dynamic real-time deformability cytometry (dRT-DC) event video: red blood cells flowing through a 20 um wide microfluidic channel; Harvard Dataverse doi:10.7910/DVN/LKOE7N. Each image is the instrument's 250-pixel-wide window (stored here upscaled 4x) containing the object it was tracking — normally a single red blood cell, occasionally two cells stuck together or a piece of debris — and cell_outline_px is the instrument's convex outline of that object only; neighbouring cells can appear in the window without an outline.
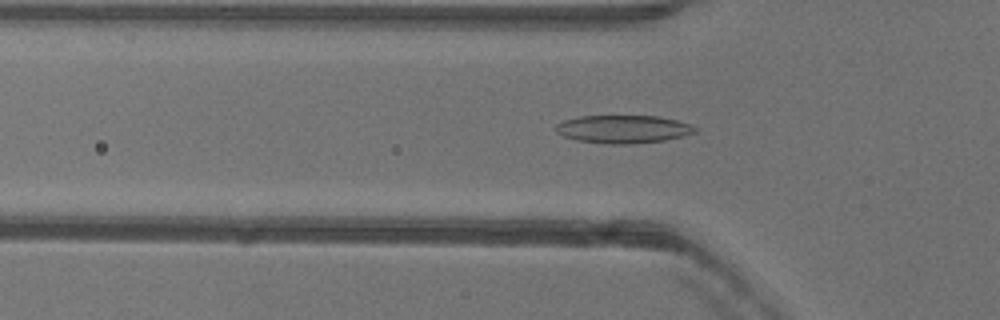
{"species": "common noctule bat (a hibernating species)", "species_latin": "Nyctalus noctula", "temperature_condition": "warm", "stored_images_in_passage": 48, "camera_frame_rate_fps": 3000, "um_per_image_px": 0.085, "animal": {"sex": "female"}, "frame": {"image": 1, "passage_image": 13, "time_ms": 4.0, "image_size_px": [1000, 320], "cell_outline_px": [[696, 132], [684, 136], [664, 140], [628, 144], [608, 144], [576, 140], [564, 136], [556, 132], [556, 124], [564, 120], [580, 116], [660, 116], [692, 124], [696, 128]], "centroid_in_image_um": [52.98, 10.97], "position_along_channel_um": 72.8, "area_um2": 22.72}}
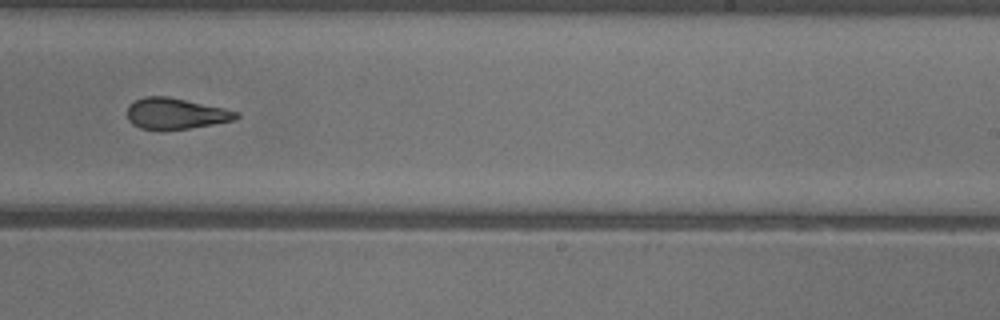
{"frame": {"image": 2, "passage_image": 28, "time_ms": 9.0, "image_size_px": [1000, 320], "cell_outline_px": [[240, 116], [236, 120], [164, 132], [160, 132], [140, 128], [132, 124], [128, 120], [128, 104], [136, 100], [148, 96], [168, 96], [224, 108], [240, 112]], "centroid_in_image_um": [14.92, 9.68], "position_along_channel_um": 274.1, "area_um2": 20.11}}
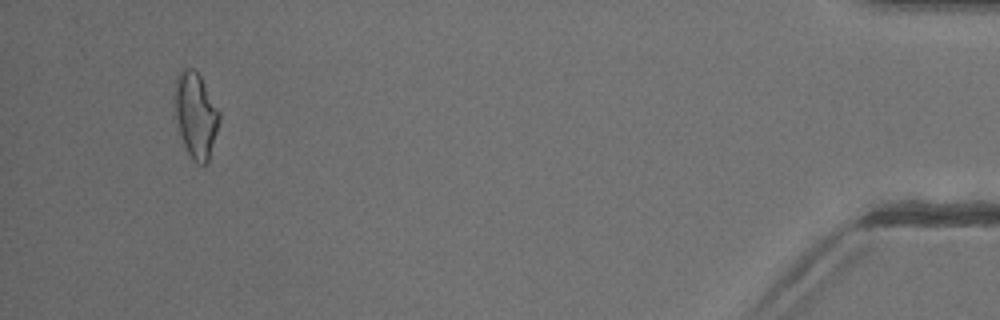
{"frame": {"image": 3, "passage_image": 45, "time_ms": 14.667, "image_size_px": [1000, 320], "cell_outline_px": [[220, 120], [208, 160], [204, 164], [196, 164], [192, 160], [180, 136], [176, 124], [172, 100], [176, 76], [184, 68], [192, 68], [200, 76], [220, 112]], "centroid_in_image_um": [16.59, 9.77], "position_along_channel_um": 418.6, "area_um2": 22.43}, "authors_computed_cell_mechanics": {"area_um2": 20.9236, "velocity_mm_per_s": 4.0083, "shape_relaxation_time_tau1_ms": 10.8533, "shape_relaxation_time_tau2_ms": 2.9579, "deformation_change_tau1": 0.2641, "deformation_change_tau2": 0.1104}}